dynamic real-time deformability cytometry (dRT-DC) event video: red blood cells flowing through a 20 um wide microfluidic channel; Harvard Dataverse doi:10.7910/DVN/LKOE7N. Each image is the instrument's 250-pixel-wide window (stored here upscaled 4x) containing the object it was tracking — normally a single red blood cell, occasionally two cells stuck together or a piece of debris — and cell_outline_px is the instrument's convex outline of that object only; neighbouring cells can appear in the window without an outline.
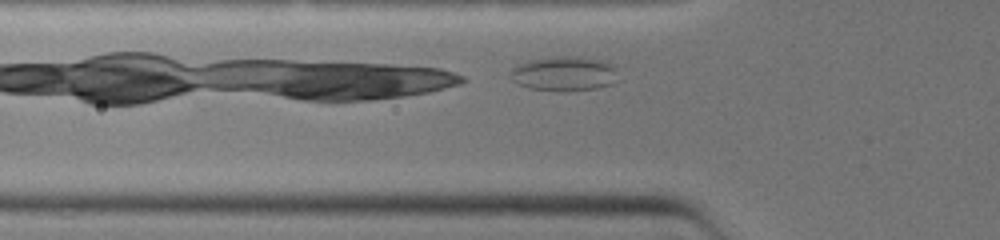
{"species": "common noctule bat (a hibernating species)", "species_latin": "Nyctalus noctula", "temperature_condition": "warm", "stored_images_in_passage": 3, "camera_frame_rate_fps": 3000, "um_per_image_px": 0.085, "animal": {"sex": "female", "body_mass_g": 19.0, "forearm_length_mm": 51.5}, "frame": {"image": 1, "passage_image": 3, "time_ms": 1.0, "image_size_px": [1000, 240], "cell_outline_px": [[620, 80], [612, 84], [596, 88], [564, 92], [528, 88], [516, 84], [512, 80], [512, 68], [528, 60], [556, 56], [580, 56], [600, 60], [612, 64], [616, 68]], "centroid_in_image_um": [48.0, 6.27], "position_along_channel_um": 77.8, "area_um2": 22.08}}